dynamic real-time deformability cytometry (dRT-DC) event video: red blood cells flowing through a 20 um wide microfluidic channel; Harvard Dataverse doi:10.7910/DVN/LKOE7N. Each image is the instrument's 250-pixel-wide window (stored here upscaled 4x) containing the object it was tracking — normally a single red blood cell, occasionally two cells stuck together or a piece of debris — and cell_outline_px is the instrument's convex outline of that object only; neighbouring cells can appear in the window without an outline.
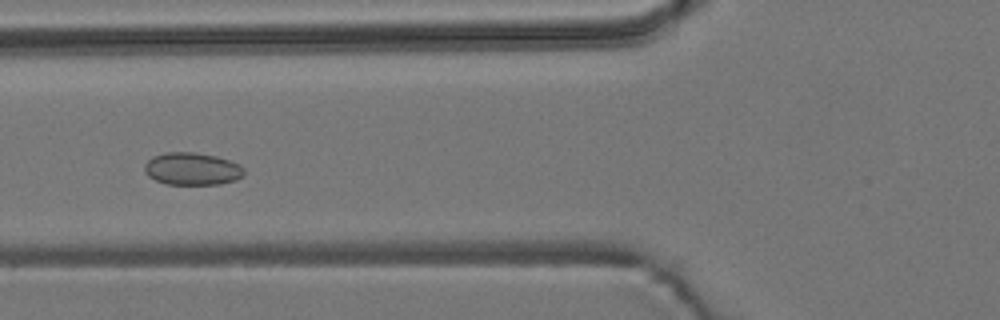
{"species": "common noctule bat (a hibernating species)", "species_latin": "Nyctalus noctula", "temperature_condition": "room temperature", "stored_images_in_passage": 55, "camera_frame_rate_fps": 3000, "um_per_image_px": 0.085, "animal": {"sex": "male", "body_mass_g": 19.2, "forearm_length_mm": 51.8}, "frame": {"image": 1, "passage_image": 20, "time_ms": 6.333, "image_size_px": [1000, 320], "cell_outline_px": [[244, 172], [236, 180], [220, 184], [164, 184], [148, 176], [144, 172], [144, 164], [152, 156], [164, 152], [196, 152], [216, 156], [240, 164], [244, 168]], "centroid_in_image_um": [16.3, 14.34], "position_along_channel_um": 109.5, "area_um2": 18.96}}
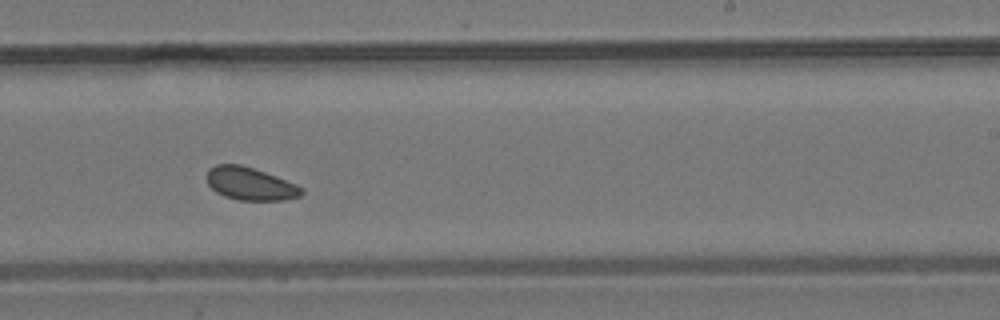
{"frame": {"image": 2, "passage_image": 33, "time_ms": 10.667, "image_size_px": [1000, 320], "cell_outline_px": [[304, 192], [300, 196], [288, 200], [240, 200], [224, 196], [216, 192], [208, 184], [208, 168], [216, 164], [240, 164], [276, 176], [296, 184], [304, 188]], "centroid_in_image_um": [21.29, 15.62], "position_along_channel_um": 267.7, "area_um2": 18.09}}
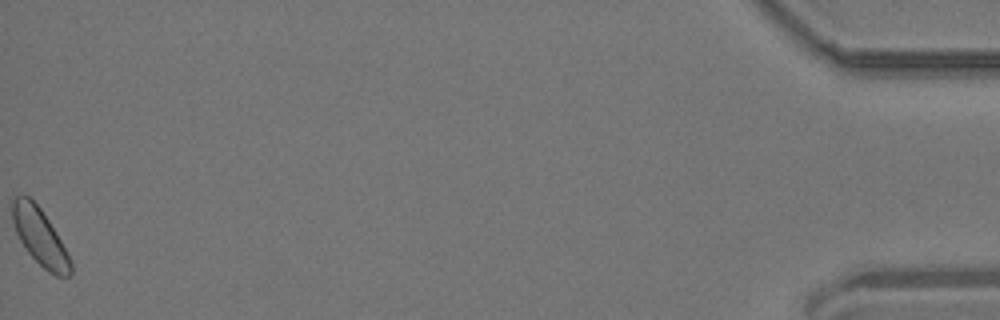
{"frame": {"image": 3, "passage_image": 55, "time_ms": 18.0, "image_size_px": [1000, 320], "cell_outline_px": [[72, 276], [56, 276], [48, 272], [28, 252], [20, 240], [16, 232], [12, 220], [12, 200], [16, 196], [28, 196], [40, 208], [48, 220], [60, 240], [72, 264]], "centroid_in_image_um": [3.38, 20.15], "position_along_channel_um": 431.8, "area_um2": 18.79}, "authors_computed_cell_mechanics": {"area_um2": 18.9006, "velocity_mm_per_s": 3.6637, "shape_relaxation_time_tau1_ms": null, "shape_relaxation_time_tau2_ms": 4.6418, "deformation_change_tau1": null, "deformation_change_tau2": 0.0877}}